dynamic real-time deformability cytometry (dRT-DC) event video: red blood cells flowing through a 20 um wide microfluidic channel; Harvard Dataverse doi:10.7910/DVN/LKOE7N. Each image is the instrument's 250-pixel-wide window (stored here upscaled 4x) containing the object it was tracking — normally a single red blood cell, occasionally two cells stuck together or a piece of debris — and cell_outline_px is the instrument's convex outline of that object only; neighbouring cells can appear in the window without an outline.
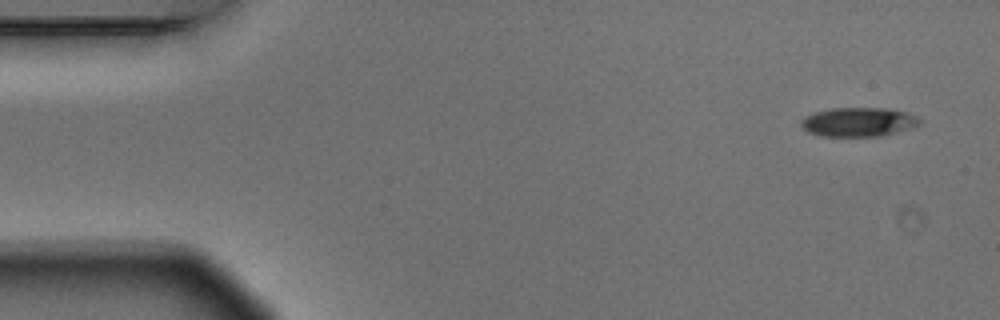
{"species": "Egyptian fruit bat (a non-hibernating species)", "species_latin": "Rousettus aegyptiacus", "temperature_condition": "warm", "stored_images_in_passage": 5, "camera_frame_rate_fps": 3000, "um_per_image_px": 0.085, "animal": {"sex": "male"}, "frame": {"image": 1, "passage_image": 1, "time_ms": 0.0, "image_size_px": [1000, 320], "cell_outline_px": [[920, 124], [916, 128], [880, 136], [816, 136], [808, 132], [800, 124], [800, 120], [804, 116], [816, 112], [832, 108], [888, 108], [908, 112], [916, 116], [920, 120]], "centroid_in_image_um": [72.99, 10.37], "position_along_channel_um": 12.0, "area_um2": 20.4}}
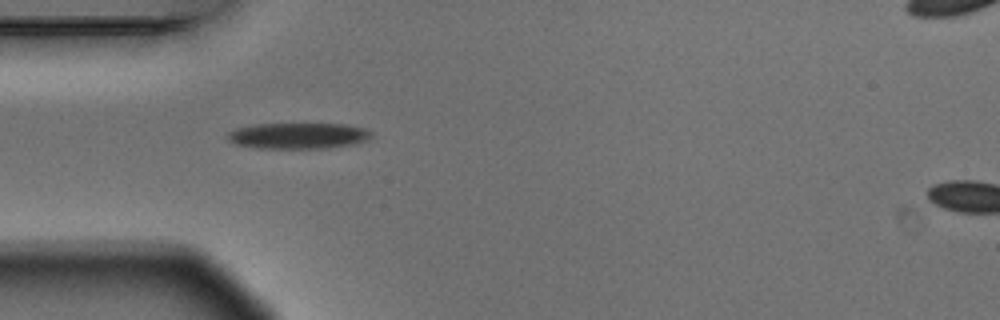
{"frame": {"image": 2, "passage_image": 4, "time_ms": 1.0, "image_size_px": [1000, 320], "cell_outline_px": [[372, 136], [368, 140], [352, 144], [328, 148], [260, 148], [236, 144], [228, 140], [228, 132], [236, 128], [256, 124], [344, 124], [364, 128], [372, 132]], "centroid_in_image_um": [25.36, 11.54], "position_along_channel_um": 59.6, "area_um2": 21.68}}
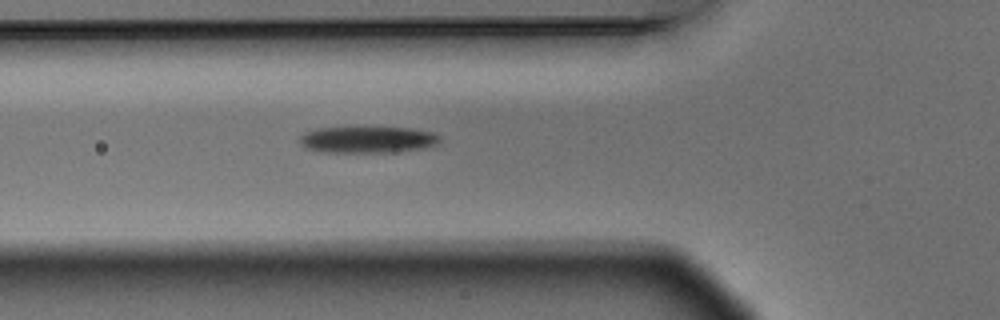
{"frame": {"image": 3, "passage_image": 5, "time_ms": 1.333, "image_size_px": [1000, 320], "cell_outline_px": [[440, 140], [436, 144], [428, 148], [392, 152], [320, 152], [304, 148], [300, 144], [300, 136], [304, 132], [320, 128], [412, 128], [432, 132], [440, 136]], "centroid_in_image_um": [31.24, 11.88], "position_along_channel_um": 94.6, "area_um2": 21.68}}